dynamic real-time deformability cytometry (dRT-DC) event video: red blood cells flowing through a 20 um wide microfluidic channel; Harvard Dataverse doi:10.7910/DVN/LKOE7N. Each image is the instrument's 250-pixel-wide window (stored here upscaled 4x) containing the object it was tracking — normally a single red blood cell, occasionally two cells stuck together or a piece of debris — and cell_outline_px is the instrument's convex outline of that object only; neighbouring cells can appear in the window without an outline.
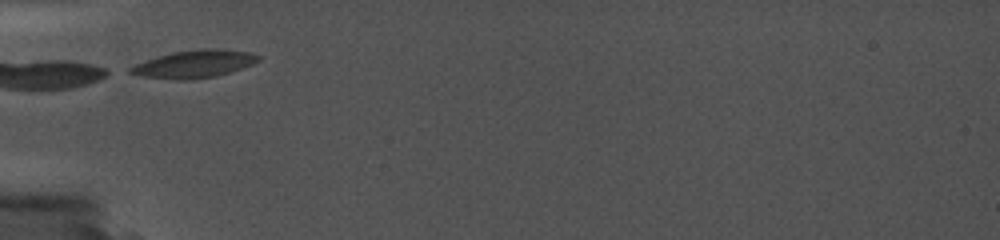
{"species": "common noctule bat (a hibernating species)", "species_latin": "Nyctalus noctula", "temperature_condition": "cold", "stored_images_in_passage": 39, "camera_frame_rate_fps": 5000, "um_per_image_px": 0.085, "animal": {"sex": "female", "body_mass_g": 19.0, "forearm_length_mm": 56.7}, "frame": {"image": 1, "passage_image": 1, "time_ms": 0.0, "image_size_px": [1000, 240], "cell_outline_px": [[260, 60], [252, 64], [216, 76], [180, 80], [176, 80], [144, 76], [128, 72], [128, 68], [136, 64], [172, 52], [204, 48], [220, 48], [248, 52], [260, 56]], "centroid_in_image_um": [16.53, 5.42], "position_along_channel_um": 68.5, "area_um2": 20.17}}
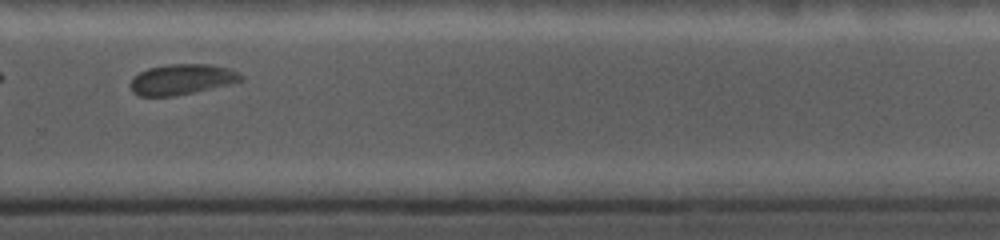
{"frame": {"image": 2, "passage_image": 22, "time_ms": 6.8, "image_size_px": [1000, 240], "cell_outline_px": [[244, 80], [228, 84], [192, 92], [172, 96], [140, 96], [132, 92], [128, 84], [132, 76], [148, 68], [168, 64], [208, 64], [228, 68], [244, 76]], "centroid_in_image_um": [15.39, 6.74], "position_along_channel_um": 314.4, "area_um2": 19.59}}
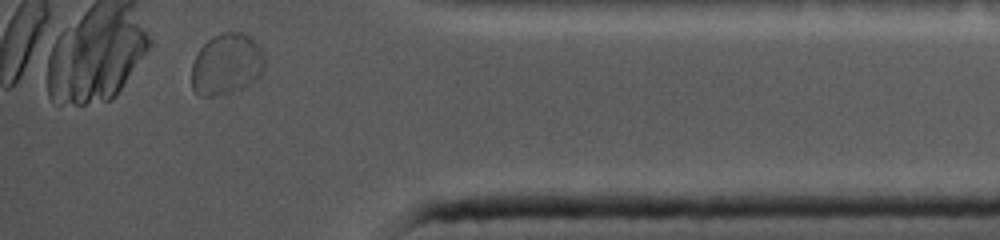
{"frame": {"image": 3, "passage_image": 36, "time_ms": 9.8, "image_size_px": [1000, 240], "cell_outline_px": [[264, 68], [248, 84], [228, 92], [212, 96], [200, 96], [192, 88], [192, 64], [196, 52], [212, 36], [224, 32], [244, 32], [252, 36], [264, 52]], "centroid_in_image_um": [19.24, 5.4], "position_along_channel_um": 416.0, "area_um2": 25.89}}